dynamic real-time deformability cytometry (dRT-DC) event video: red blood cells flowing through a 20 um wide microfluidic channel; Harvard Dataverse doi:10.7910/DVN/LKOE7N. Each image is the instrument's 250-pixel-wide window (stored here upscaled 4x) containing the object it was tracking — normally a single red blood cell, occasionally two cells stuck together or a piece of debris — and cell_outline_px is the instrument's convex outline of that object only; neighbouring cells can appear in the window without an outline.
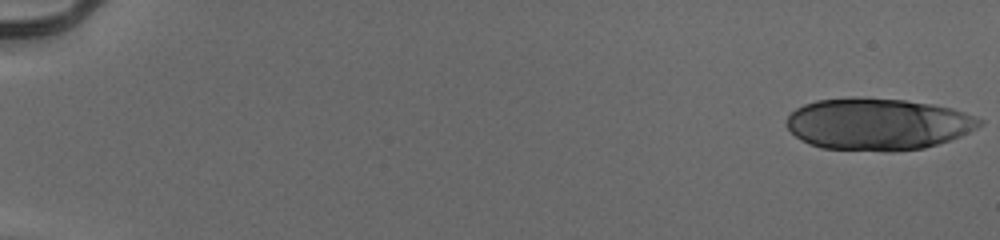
{"species": "human", "species_latin": "Homo sapiens", "temperature_condition": "cold", "stored_images_in_passage": 21, "camera_frame_rate_fps": 3000, "um_per_image_px": 0.085, "donor": {"sex": "male"}, "frame": {"image": 1, "passage_image": 1, "time_ms": 0.0, "image_size_px": [1000, 240], "cell_outline_px": [[984, 124], [960, 136], [924, 148], [892, 152], [884, 152], [820, 148], [808, 144], [800, 140], [784, 124], [788, 116], [796, 108], [804, 104], [816, 100], [852, 96], [904, 100], [932, 104], [952, 108], [976, 116], [984, 120]], "centroid_in_image_um": [74.59, 10.55], "position_along_channel_um": 10.4, "area_um2": 59.01}}
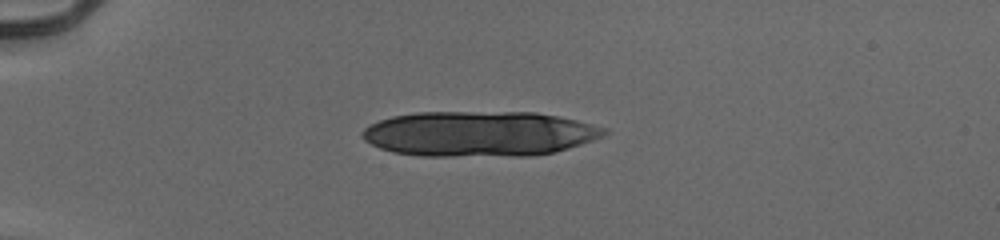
{"frame": {"image": 2, "passage_image": 15, "time_ms": 4.667, "image_size_px": [1000, 240], "cell_outline_px": [[608, 132], [604, 136], [568, 148], [552, 152], [528, 156], [420, 156], [392, 152], [380, 148], [364, 140], [360, 136], [360, 132], [364, 128], [380, 120], [392, 116], [416, 112], [536, 112], [576, 120], [608, 128]], "centroid_in_image_um": [40.71, 11.37], "position_along_channel_um": 44.3, "area_um2": 63.98}}